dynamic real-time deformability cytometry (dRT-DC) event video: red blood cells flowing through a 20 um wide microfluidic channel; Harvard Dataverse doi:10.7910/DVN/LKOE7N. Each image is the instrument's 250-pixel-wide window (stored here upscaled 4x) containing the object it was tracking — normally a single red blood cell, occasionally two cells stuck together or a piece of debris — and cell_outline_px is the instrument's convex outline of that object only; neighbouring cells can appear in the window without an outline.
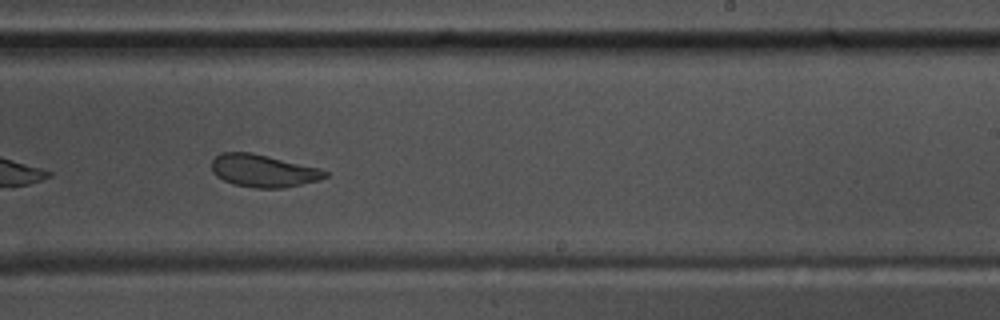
{"species": "common noctule bat (a hibernating species)", "species_latin": "Nyctalus noctula", "temperature_condition": "warm", "stored_images_in_passage": 49, "camera_frame_rate_fps": 3000, "um_per_image_px": 0.085, "animal": {"sex": "male", "body_mass_g": 17.5, "forearm_length_mm": 52.3}, "frame": {"image": 1, "passage_image": 35, "time_ms": 11.333, "image_size_px": [1000, 320], "cell_outline_px": [[328, 176], [320, 180], [284, 188], [256, 188], [232, 184], [216, 176], [212, 172], [212, 160], [220, 152], [252, 152], [320, 168], [328, 172]], "centroid_in_image_um": [22.38, 14.51], "position_along_channel_um": 266.6, "area_um2": 21.68}, "authors_computed_cell_mechanics": {"area_um2": 23.9292, "velocity_mm_per_s": 3.6832, "shape_relaxation_time_tau1_ms": 6.5095, "shape_relaxation_time_tau2_ms": 1.8332, "deformation_change_tau1": 0.1628, "deformation_change_tau2": 0.0739}}